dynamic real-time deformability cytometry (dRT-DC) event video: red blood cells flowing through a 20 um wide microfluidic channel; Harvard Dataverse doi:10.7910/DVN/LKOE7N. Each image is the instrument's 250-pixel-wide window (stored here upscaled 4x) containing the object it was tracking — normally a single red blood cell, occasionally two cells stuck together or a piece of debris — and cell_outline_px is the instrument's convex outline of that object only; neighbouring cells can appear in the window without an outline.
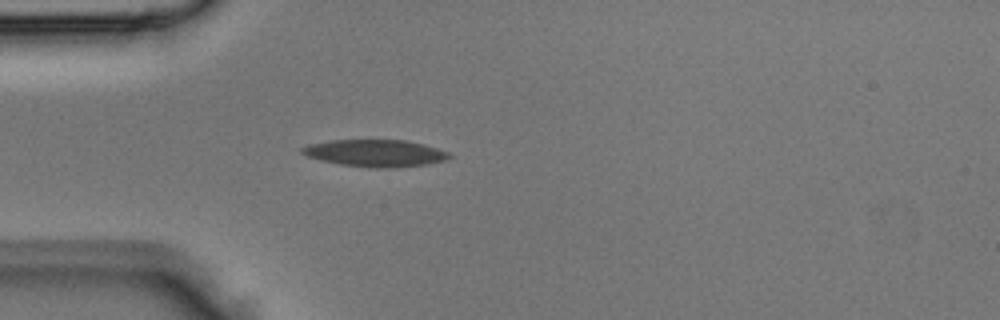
{"species": "Egyptian fruit bat (a non-hibernating species)", "species_latin": "Rousettus aegyptiacus", "temperature_condition": "room temperature", "stored_images_in_passage": 3, "camera_frame_rate_fps": 3000, "um_per_image_px": 0.085, "animal": {"sex": "male"}, "frame": {"image": 1, "passage_image": 3, "time_ms": 0.667, "image_size_px": [1000, 320], "cell_outline_px": [[452, 156], [444, 160], [424, 164], [396, 168], [376, 168], [340, 164], [320, 160], [308, 156], [300, 152], [300, 148], [308, 144], [332, 140], [404, 140], [424, 144], [448, 152]], "centroid_in_image_um": [31.87, 13.01], "position_along_channel_um": 53.1, "area_um2": 23.06}}